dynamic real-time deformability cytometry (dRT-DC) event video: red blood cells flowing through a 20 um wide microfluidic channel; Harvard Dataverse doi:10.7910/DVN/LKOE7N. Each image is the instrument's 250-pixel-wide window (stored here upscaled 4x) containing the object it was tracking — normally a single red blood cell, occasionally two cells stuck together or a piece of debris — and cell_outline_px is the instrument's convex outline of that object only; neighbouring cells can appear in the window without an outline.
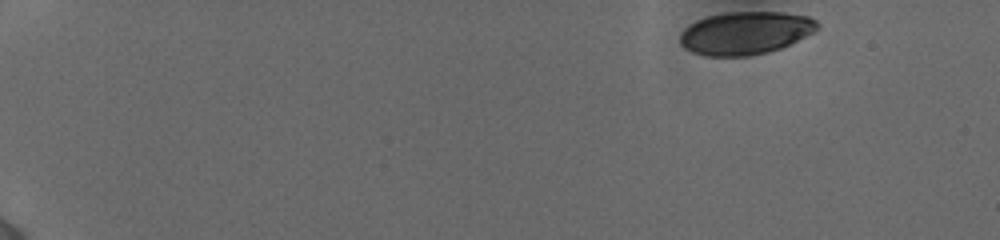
{"species": "human", "species_latin": "Homo sapiens", "temperature_condition": "cold", "stored_images_in_passage": 19, "camera_frame_rate_fps": 3000, "um_per_image_px": 0.085, "donor": {"sex": "female"}, "frame": {"image": 1, "passage_image": 1, "time_ms": 0.0, "image_size_px": [1000, 240], "cell_outline_px": [[816, 28], [812, 32], [780, 48], [768, 52], [748, 56], [708, 56], [692, 52], [684, 48], [680, 44], [680, 32], [684, 28], [696, 20], [708, 16], [728, 12], [780, 12], [808, 16], [816, 20]], "centroid_in_image_um": [63.29, 2.8], "position_along_channel_um": 21.7, "area_um2": 33.99}}
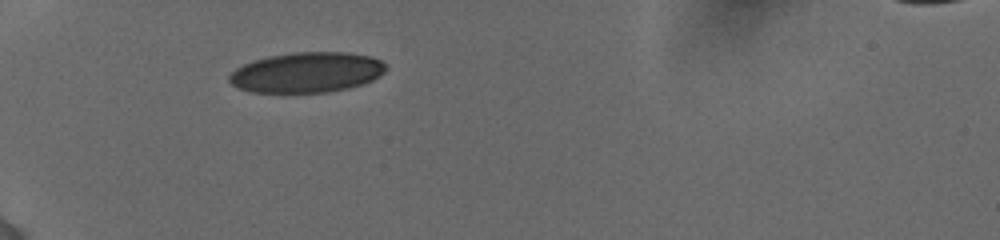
{"frame": {"image": 2, "passage_image": 18, "time_ms": 4.333, "image_size_px": [1000, 240], "cell_outline_px": [[388, 68], [384, 72], [372, 80], [364, 84], [348, 88], [328, 92], [252, 92], [236, 88], [228, 80], [228, 76], [236, 68], [244, 64], [268, 56], [296, 52], [348, 52], [368, 56], [380, 60]], "centroid_in_image_um": [26.07, 6.16], "position_along_channel_um": 58.9, "area_um2": 36.7}}